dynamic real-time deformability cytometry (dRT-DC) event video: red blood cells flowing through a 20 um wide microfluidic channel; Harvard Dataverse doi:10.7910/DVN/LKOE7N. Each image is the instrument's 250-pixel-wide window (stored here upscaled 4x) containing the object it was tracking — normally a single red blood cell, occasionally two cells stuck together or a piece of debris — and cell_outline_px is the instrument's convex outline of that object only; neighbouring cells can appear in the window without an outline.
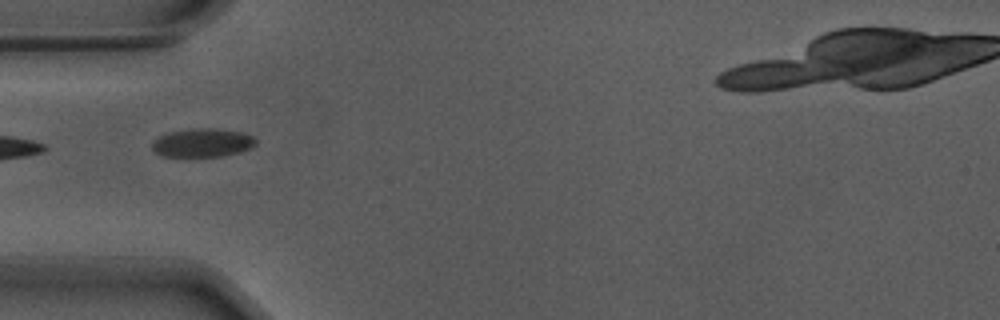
{"species": "Egyptian fruit bat (a non-hibernating species)", "species_latin": "Rousettus aegyptiacus", "temperature_condition": "warm", "stored_images_in_passage": 8, "camera_frame_rate_fps": 3000, "um_per_image_px": 0.085, "animal": {"sex": "male"}, "frame": {"image": 1, "passage_image": 1, "time_ms": 0.0, "image_size_px": [1000, 320], "cell_outline_px": [[256, 144], [240, 152], [220, 156], [164, 156], [156, 152], [152, 148], [152, 144], [160, 136], [172, 132], [200, 128], [216, 128], [244, 132], [252, 136], [256, 140]], "centroid_in_image_um": [17.26, 12.13], "position_along_channel_um": 67.7, "area_um2": 16.88}}